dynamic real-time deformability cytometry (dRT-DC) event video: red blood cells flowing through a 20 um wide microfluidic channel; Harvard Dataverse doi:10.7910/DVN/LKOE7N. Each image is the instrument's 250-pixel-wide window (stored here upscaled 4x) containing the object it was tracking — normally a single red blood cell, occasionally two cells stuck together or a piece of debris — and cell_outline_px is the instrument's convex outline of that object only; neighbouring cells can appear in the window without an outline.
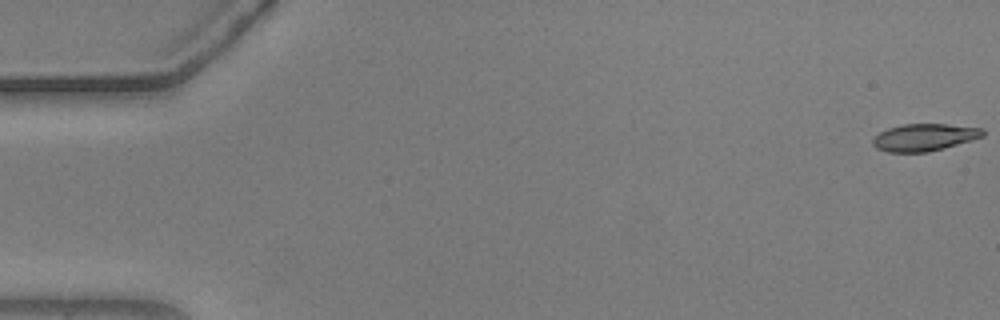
{"species": "common noctule bat (a hibernating species)", "species_latin": "Nyctalus noctula", "temperature_condition": "warm", "stored_images_in_passage": 56, "camera_frame_rate_fps": 3000, "um_per_image_px": 0.085, "animal": {"sex": "male", "body_mass_g": 20.5, "forearm_length_mm": 52.5}, "frame": {"image": 1, "passage_image": 1, "time_ms": 0.0, "image_size_px": [1000, 320], "cell_outline_px": [[984, 136], [972, 140], [944, 148], [928, 152], [888, 152], [876, 148], [872, 144], [872, 140], [880, 132], [888, 128], [904, 124], [948, 124], [984, 128]], "centroid_in_image_um": [78.58, 11.67], "position_along_channel_um": 6.4, "area_um2": 17.46}}
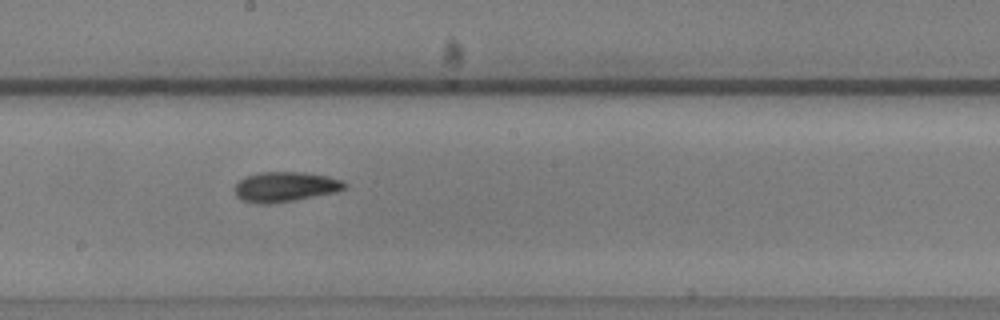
{"frame": {"image": 2, "passage_image": 31, "time_ms": 10.0, "image_size_px": [1000, 320], "cell_outline_px": [[348, 188], [336, 192], [292, 200], [268, 204], [256, 204], [240, 200], [236, 196], [232, 188], [236, 180], [244, 176], [256, 172], [304, 172], [328, 176], [344, 180], [348, 184]], "centroid_in_image_um": [24.19, 15.86], "position_along_channel_um": 224.0, "area_um2": 19.77}}
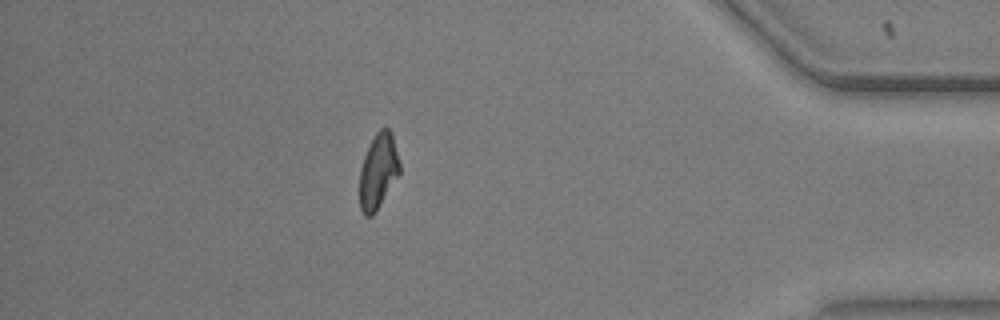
{"frame": {"image": 3, "passage_image": 49, "time_ms": 16.0, "image_size_px": [1000, 320], "cell_outline_px": [[400, 172], [376, 212], [372, 216], [364, 216], [360, 208], [360, 168], [364, 156], [376, 132], [384, 124], [392, 132], [400, 164]], "centroid_in_image_um": [32.15, 14.53], "position_along_channel_um": 403.0, "area_um2": 17.57}}